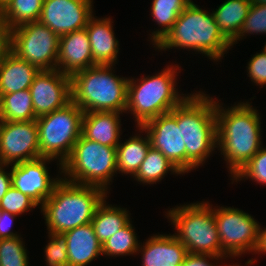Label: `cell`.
<instances>
[{"mask_svg": "<svg viewBox=\"0 0 266 266\" xmlns=\"http://www.w3.org/2000/svg\"><path fill=\"white\" fill-rule=\"evenodd\" d=\"M187 5L186 0H152L151 17H153V21L157 22L159 26L149 36L151 37L149 38L151 40L150 42L153 45L156 46L172 29L173 24Z\"/></svg>", "mask_w": 266, "mask_h": 266, "instance_id": "obj_26", "label": "cell"}, {"mask_svg": "<svg viewBox=\"0 0 266 266\" xmlns=\"http://www.w3.org/2000/svg\"><path fill=\"white\" fill-rule=\"evenodd\" d=\"M219 102L216 101L217 151L223 155L233 178L263 146L261 117L249 101L230 108Z\"/></svg>", "mask_w": 266, "mask_h": 266, "instance_id": "obj_1", "label": "cell"}, {"mask_svg": "<svg viewBox=\"0 0 266 266\" xmlns=\"http://www.w3.org/2000/svg\"><path fill=\"white\" fill-rule=\"evenodd\" d=\"M44 248L46 266H68L67 242L62 234L48 233Z\"/></svg>", "mask_w": 266, "mask_h": 266, "instance_id": "obj_35", "label": "cell"}, {"mask_svg": "<svg viewBox=\"0 0 266 266\" xmlns=\"http://www.w3.org/2000/svg\"><path fill=\"white\" fill-rule=\"evenodd\" d=\"M8 165H0V201L5 196L8 189L12 186L11 183V169ZM10 171H5L6 169Z\"/></svg>", "mask_w": 266, "mask_h": 266, "instance_id": "obj_40", "label": "cell"}, {"mask_svg": "<svg viewBox=\"0 0 266 266\" xmlns=\"http://www.w3.org/2000/svg\"><path fill=\"white\" fill-rule=\"evenodd\" d=\"M214 206V217L221 249L230 257L256 252L259 245L260 224L251 214L238 208Z\"/></svg>", "mask_w": 266, "mask_h": 266, "instance_id": "obj_10", "label": "cell"}, {"mask_svg": "<svg viewBox=\"0 0 266 266\" xmlns=\"http://www.w3.org/2000/svg\"><path fill=\"white\" fill-rule=\"evenodd\" d=\"M141 128L148 134L151 147L159 150L185 175L186 146L177 126V106L169 113L150 119Z\"/></svg>", "mask_w": 266, "mask_h": 266, "instance_id": "obj_13", "label": "cell"}, {"mask_svg": "<svg viewBox=\"0 0 266 266\" xmlns=\"http://www.w3.org/2000/svg\"><path fill=\"white\" fill-rule=\"evenodd\" d=\"M145 241L137 251L142 266H181L188 255L187 248L173 234H155Z\"/></svg>", "mask_w": 266, "mask_h": 266, "instance_id": "obj_18", "label": "cell"}, {"mask_svg": "<svg viewBox=\"0 0 266 266\" xmlns=\"http://www.w3.org/2000/svg\"><path fill=\"white\" fill-rule=\"evenodd\" d=\"M242 179H250L256 182V184L266 185V146L264 148L263 145L247 164L230 180L237 182Z\"/></svg>", "mask_w": 266, "mask_h": 266, "instance_id": "obj_32", "label": "cell"}, {"mask_svg": "<svg viewBox=\"0 0 266 266\" xmlns=\"http://www.w3.org/2000/svg\"><path fill=\"white\" fill-rule=\"evenodd\" d=\"M251 5L249 0H226L212 11L219 30L230 42L239 35Z\"/></svg>", "mask_w": 266, "mask_h": 266, "instance_id": "obj_25", "label": "cell"}, {"mask_svg": "<svg viewBox=\"0 0 266 266\" xmlns=\"http://www.w3.org/2000/svg\"><path fill=\"white\" fill-rule=\"evenodd\" d=\"M152 76L130 78L127 86V106L125 113H131L136 127L159 115L169 113L189 94L179 93L177 87L178 64L165 66Z\"/></svg>", "mask_w": 266, "mask_h": 266, "instance_id": "obj_5", "label": "cell"}, {"mask_svg": "<svg viewBox=\"0 0 266 266\" xmlns=\"http://www.w3.org/2000/svg\"><path fill=\"white\" fill-rule=\"evenodd\" d=\"M62 178L69 182L96 186L109 194V185L117 173L116 147L104 146L83 135L62 164Z\"/></svg>", "mask_w": 266, "mask_h": 266, "instance_id": "obj_8", "label": "cell"}, {"mask_svg": "<svg viewBox=\"0 0 266 266\" xmlns=\"http://www.w3.org/2000/svg\"><path fill=\"white\" fill-rule=\"evenodd\" d=\"M67 242L68 266H87L102 254V244L91 223L62 234Z\"/></svg>", "mask_w": 266, "mask_h": 266, "instance_id": "obj_20", "label": "cell"}, {"mask_svg": "<svg viewBox=\"0 0 266 266\" xmlns=\"http://www.w3.org/2000/svg\"><path fill=\"white\" fill-rule=\"evenodd\" d=\"M247 75L257 86L266 85V51L256 53L247 63Z\"/></svg>", "mask_w": 266, "mask_h": 266, "instance_id": "obj_36", "label": "cell"}, {"mask_svg": "<svg viewBox=\"0 0 266 266\" xmlns=\"http://www.w3.org/2000/svg\"><path fill=\"white\" fill-rule=\"evenodd\" d=\"M263 49L266 51V42H265V45H264Z\"/></svg>", "mask_w": 266, "mask_h": 266, "instance_id": "obj_47", "label": "cell"}, {"mask_svg": "<svg viewBox=\"0 0 266 266\" xmlns=\"http://www.w3.org/2000/svg\"><path fill=\"white\" fill-rule=\"evenodd\" d=\"M11 27L0 15V62L11 51Z\"/></svg>", "mask_w": 266, "mask_h": 266, "instance_id": "obj_38", "label": "cell"}, {"mask_svg": "<svg viewBox=\"0 0 266 266\" xmlns=\"http://www.w3.org/2000/svg\"><path fill=\"white\" fill-rule=\"evenodd\" d=\"M53 159L40 157L38 159L24 161L11 166V183L14 188L29 196L40 207L53 193L54 187L62 179L60 176L52 178L46 164ZM48 162V163H47ZM58 177V178H57Z\"/></svg>", "mask_w": 266, "mask_h": 266, "instance_id": "obj_14", "label": "cell"}, {"mask_svg": "<svg viewBox=\"0 0 266 266\" xmlns=\"http://www.w3.org/2000/svg\"><path fill=\"white\" fill-rule=\"evenodd\" d=\"M115 65H94L71 76V101L83 112H126L127 77Z\"/></svg>", "mask_w": 266, "mask_h": 266, "instance_id": "obj_6", "label": "cell"}, {"mask_svg": "<svg viewBox=\"0 0 266 266\" xmlns=\"http://www.w3.org/2000/svg\"><path fill=\"white\" fill-rule=\"evenodd\" d=\"M166 214L177 232L173 235L188 253L229 257L221 249L213 206L208 201L175 206Z\"/></svg>", "mask_w": 266, "mask_h": 266, "instance_id": "obj_7", "label": "cell"}, {"mask_svg": "<svg viewBox=\"0 0 266 266\" xmlns=\"http://www.w3.org/2000/svg\"><path fill=\"white\" fill-rule=\"evenodd\" d=\"M93 13V0H43L38 21L60 37L84 29Z\"/></svg>", "mask_w": 266, "mask_h": 266, "instance_id": "obj_16", "label": "cell"}, {"mask_svg": "<svg viewBox=\"0 0 266 266\" xmlns=\"http://www.w3.org/2000/svg\"><path fill=\"white\" fill-rule=\"evenodd\" d=\"M4 124V118H3V113H2V107L0 104V127Z\"/></svg>", "mask_w": 266, "mask_h": 266, "instance_id": "obj_43", "label": "cell"}, {"mask_svg": "<svg viewBox=\"0 0 266 266\" xmlns=\"http://www.w3.org/2000/svg\"><path fill=\"white\" fill-rule=\"evenodd\" d=\"M21 236L0 239V266H29L28 251Z\"/></svg>", "mask_w": 266, "mask_h": 266, "instance_id": "obj_31", "label": "cell"}, {"mask_svg": "<svg viewBox=\"0 0 266 266\" xmlns=\"http://www.w3.org/2000/svg\"><path fill=\"white\" fill-rule=\"evenodd\" d=\"M219 266H220V265H219ZM223 266H224V265H223ZM226 266H240V265L236 263V264H233V265H230V264H229V265H226Z\"/></svg>", "mask_w": 266, "mask_h": 266, "instance_id": "obj_46", "label": "cell"}, {"mask_svg": "<svg viewBox=\"0 0 266 266\" xmlns=\"http://www.w3.org/2000/svg\"><path fill=\"white\" fill-rule=\"evenodd\" d=\"M136 128L140 132L139 134L130 136L124 142L121 140L116 147L117 172L127 174V176L129 174L131 177L137 173L147 151L151 147L148 134L145 132L143 137L141 133H144V130L141 126Z\"/></svg>", "mask_w": 266, "mask_h": 266, "instance_id": "obj_23", "label": "cell"}, {"mask_svg": "<svg viewBox=\"0 0 266 266\" xmlns=\"http://www.w3.org/2000/svg\"><path fill=\"white\" fill-rule=\"evenodd\" d=\"M4 121L36 120L29 89L9 94H0Z\"/></svg>", "mask_w": 266, "mask_h": 266, "instance_id": "obj_28", "label": "cell"}, {"mask_svg": "<svg viewBox=\"0 0 266 266\" xmlns=\"http://www.w3.org/2000/svg\"><path fill=\"white\" fill-rule=\"evenodd\" d=\"M37 206L40 207L33 199L21 193L13 186L8 189L0 201V208L3 211L20 216L25 212H29V210L33 211Z\"/></svg>", "mask_w": 266, "mask_h": 266, "instance_id": "obj_34", "label": "cell"}, {"mask_svg": "<svg viewBox=\"0 0 266 266\" xmlns=\"http://www.w3.org/2000/svg\"><path fill=\"white\" fill-rule=\"evenodd\" d=\"M135 227L130 220L122 229L102 244V254L106 257H118L137 254L139 244Z\"/></svg>", "mask_w": 266, "mask_h": 266, "instance_id": "obj_30", "label": "cell"}, {"mask_svg": "<svg viewBox=\"0 0 266 266\" xmlns=\"http://www.w3.org/2000/svg\"><path fill=\"white\" fill-rule=\"evenodd\" d=\"M106 199L98 206L91 221L94 233L101 244H104L131 220L129 210L108 204Z\"/></svg>", "mask_w": 266, "mask_h": 266, "instance_id": "obj_24", "label": "cell"}, {"mask_svg": "<svg viewBox=\"0 0 266 266\" xmlns=\"http://www.w3.org/2000/svg\"><path fill=\"white\" fill-rule=\"evenodd\" d=\"M111 17L89 18L87 34L93 56L94 65H115L119 54V41L115 37Z\"/></svg>", "mask_w": 266, "mask_h": 266, "instance_id": "obj_19", "label": "cell"}, {"mask_svg": "<svg viewBox=\"0 0 266 266\" xmlns=\"http://www.w3.org/2000/svg\"><path fill=\"white\" fill-rule=\"evenodd\" d=\"M94 66L86 28L59 37L57 70L68 76Z\"/></svg>", "mask_w": 266, "mask_h": 266, "instance_id": "obj_17", "label": "cell"}, {"mask_svg": "<svg viewBox=\"0 0 266 266\" xmlns=\"http://www.w3.org/2000/svg\"><path fill=\"white\" fill-rule=\"evenodd\" d=\"M256 254H266V228H262L260 224V233H259V245L255 252Z\"/></svg>", "mask_w": 266, "mask_h": 266, "instance_id": "obj_41", "label": "cell"}, {"mask_svg": "<svg viewBox=\"0 0 266 266\" xmlns=\"http://www.w3.org/2000/svg\"><path fill=\"white\" fill-rule=\"evenodd\" d=\"M230 257H221V256H213L208 254H194L188 253L185 260L181 264V266H218L217 262L216 265L212 261H221L223 259ZM212 260V261H209ZM212 262V263H211Z\"/></svg>", "mask_w": 266, "mask_h": 266, "instance_id": "obj_37", "label": "cell"}, {"mask_svg": "<svg viewBox=\"0 0 266 266\" xmlns=\"http://www.w3.org/2000/svg\"><path fill=\"white\" fill-rule=\"evenodd\" d=\"M214 99L200 90L177 106V126L186 146V173L203 165L217 149Z\"/></svg>", "mask_w": 266, "mask_h": 266, "instance_id": "obj_2", "label": "cell"}, {"mask_svg": "<svg viewBox=\"0 0 266 266\" xmlns=\"http://www.w3.org/2000/svg\"><path fill=\"white\" fill-rule=\"evenodd\" d=\"M186 1H187L188 4L194 3V1H192V0H186Z\"/></svg>", "mask_w": 266, "mask_h": 266, "instance_id": "obj_45", "label": "cell"}, {"mask_svg": "<svg viewBox=\"0 0 266 266\" xmlns=\"http://www.w3.org/2000/svg\"><path fill=\"white\" fill-rule=\"evenodd\" d=\"M153 47L158 51H167L170 48L194 50L216 62L221 61L224 54L233 48L219 30L213 13L202 10L195 3L187 5L172 29Z\"/></svg>", "mask_w": 266, "mask_h": 266, "instance_id": "obj_4", "label": "cell"}, {"mask_svg": "<svg viewBox=\"0 0 266 266\" xmlns=\"http://www.w3.org/2000/svg\"><path fill=\"white\" fill-rule=\"evenodd\" d=\"M168 172L177 176L183 175L159 150L150 147L133 178L140 184L151 185L161 182Z\"/></svg>", "mask_w": 266, "mask_h": 266, "instance_id": "obj_27", "label": "cell"}, {"mask_svg": "<svg viewBox=\"0 0 266 266\" xmlns=\"http://www.w3.org/2000/svg\"><path fill=\"white\" fill-rule=\"evenodd\" d=\"M100 187L69 182L62 178L39 208L48 233L63 234L91 223L98 206L107 198Z\"/></svg>", "mask_w": 266, "mask_h": 266, "instance_id": "obj_3", "label": "cell"}, {"mask_svg": "<svg viewBox=\"0 0 266 266\" xmlns=\"http://www.w3.org/2000/svg\"><path fill=\"white\" fill-rule=\"evenodd\" d=\"M42 6L43 0H9L0 9V15L13 29L25 23L38 21Z\"/></svg>", "mask_w": 266, "mask_h": 266, "instance_id": "obj_29", "label": "cell"}, {"mask_svg": "<svg viewBox=\"0 0 266 266\" xmlns=\"http://www.w3.org/2000/svg\"><path fill=\"white\" fill-rule=\"evenodd\" d=\"M18 215L2 211L0 217V239L15 238L20 236L18 232H13V221ZM12 230V231H11Z\"/></svg>", "mask_w": 266, "mask_h": 266, "instance_id": "obj_39", "label": "cell"}, {"mask_svg": "<svg viewBox=\"0 0 266 266\" xmlns=\"http://www.w3.org/2000/svg\"><path fill=\"white\" fill-rule=\"evenodd\" d=\"M40 69L10 53L0 62V94L29 89Z\"/></svg>", "mask_w": 266, "mask_h": 266, "instance_id": "obj_22", "label": "cell"}, {"mask_svg": "<svg viewBox=\"0 0 266 266\" xmlns=\"http://www.w3.org/2000/svg\"><path fill=\"white\" fill-rule=\"evenodd\" d=\"M9 0H0V9L7 4Z\"/></svg>", "mask_w": 266, "mask_h": 266, "instance_id": "obj_44", "label": "cell"}, {"mask_svg": "<svg viewBox=\"0 0 266 266\" xmlns=\"http://www.w3.org/2000/svg\"><path fill=\"white\" fill-rule=\"evenodd\" d=\"M120 112H84L82 135L104 146L117 147L120 140Z\"/></svg>", "mask_w": 266, "mask_h": 266, "instance_id": "obj_21", "label": "cell"}, {"mask_svg": "<svg viewBox=\"0 0 266 266\" xmlns=\"http://www.w3.org/2000/svg\"><path fill=\"white\" fill-rule=\"evenodd\" d=\"M252 4H266V0H249Z\"/></svg>", "mask_w": 266, "mask_h": 266, "instance_id": "obj_42", "label": "cell"}, {"mask_svg": "<svg viewBox=\"0 0 266 266\" xmlns=\"http://www.w3.org/2000/svg\"><path fill=\"white\" fill-rule=\"evenodd\" d=\"M29 90L38 118L64 108L71 102V77L57 69L40 70Z\"/></svg>", "mask_w": 266, "mask_h": 266, "instance_id": "obj_15", "label": "cell"}, {"mask_svg": "<svg viewBox=\"0 0 266 266\" xmlns=\"http://www.w3.org/2000/svg\"><path fill=\"white\" fill-rule=\"evenodd\" d=\"M40 158L36 120L4 121L0 127V165Z\"/></svg>", "mask_w": 266, "mask_h": 266, "instance_id": "obj_12", "label": "cell"}, {"mask_svg": "<svg viewBox=\"0 0 266 266\" xmlns=\"http://www.w3.org/2000/svg\"><path fill=\"white\" fill-rule=\"evenodd\" d=\"M84 112L72 101L36 119L40 157L57 160L59 170L82 135Z\"/></svg>", "mask_w": 266, "mask_h": 266, "instance_id": "obj_9", "label": "cell"}, {"mask_svg": "<svg viewBox=\"0 0 266 266\" xmlns=\"http://www.w3.org/2000/svg\"><path fill=\"white\" fill-rule=\"evenodd\" d=\"M59 36L34 21L11 30V52L40 70L57 69Z\"/></svg>", "mask_w": 266, "mask_h": 266, "instance_id": "obj_11", "label": "cell"}, {"mask_svg": "<svg viewBox=\"0 0 266 266\" xmlns=\"http://www.w3.org/2000/svg\"><path fill=\"white\" fill-rule=\"evenodd\" d=\"M249 34L266 35V4H252L248 16L245 18L239 35L231 42L236 45L238 40L244 39Z\"/></svg>", "mask_w": 266, "mask_h": 266, "instance_id": "obj_33", "label": "cell"}]
</instances>
